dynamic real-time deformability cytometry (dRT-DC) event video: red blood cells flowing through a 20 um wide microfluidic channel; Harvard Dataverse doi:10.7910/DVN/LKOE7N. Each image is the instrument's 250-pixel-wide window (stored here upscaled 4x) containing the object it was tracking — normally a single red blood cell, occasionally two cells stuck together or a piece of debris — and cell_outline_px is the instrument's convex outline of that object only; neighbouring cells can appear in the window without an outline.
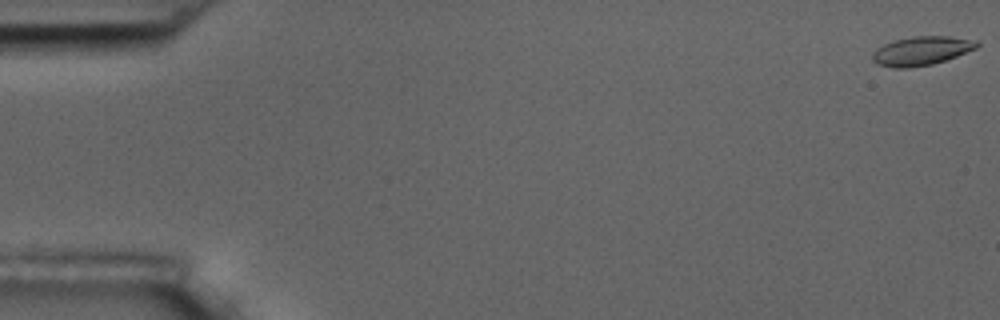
{"species": "common noctule bat (a hibernating species)", "species_latin": "Nyctalus noctula", "temperature_condition": "room temperature", "stored_images_in_passage": 6, "camera_frame_rate_fps": 3000, "um_per_image_px": 0.085, "animal": {"sex": "male", "body_mass_g": 17.5, "forearm_length_mm": 52.3}, "frame": {"image": 1, "passage_image": 1, "time_ms": 0.0, "image_size_px": [1000, 320], "cell_outline_px": [[980, 44], [976, 48], [956, 56], [932, 64], [908, 68], [892, 68], [876, 64], [872, 60], [872, 52], [876, 48], [884, 44], [896, 40], [912, 36], [948, 36], [976, 40]], "centroid_in_image_um": [78.28, 4.32], "position_along_channel_um": 6.7, "area_um2": 17.57}}
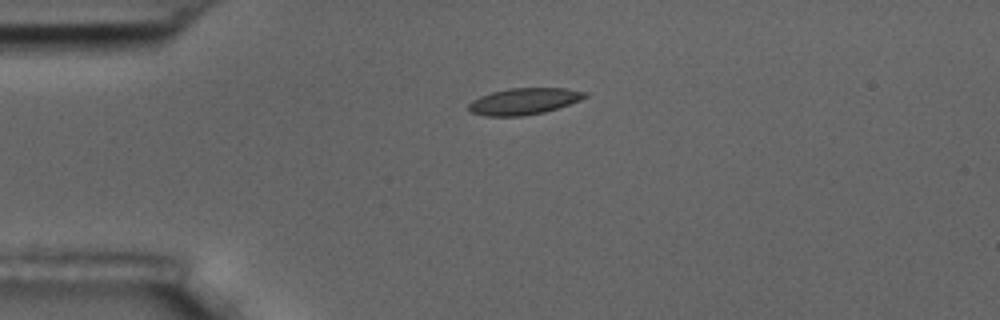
{"frame": {"image": 2, "passage_image": 4, "time_ms": 4.333, "image_size_px": [1000, 320], "cell_outline_px": [[588, 96], [580, 100], [544, 112], [520, 116], [484, 116], [468, 112], [468, 104], [472, 100], [480, 96], [492, 92], [508, 88], [568, 88], [588, 92]], "centroid_in_image_um": [44.51, 8.6], "position_along_channel_um": 40.5, "area_um2": 18.03}}